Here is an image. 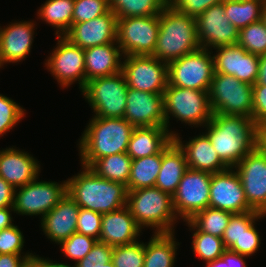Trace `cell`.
Wrapping results in <instances>:
<instances>
[{
  "label": "cell",
  "mask_w": 266,
  "mask_h": 267,
  "mask_svg": "<svg viewBox=\"0 0 266 267\" xmlns=\"http://www.w3.org/2000/svg\"><path fill=\"white\" fill-rule=\"evenodd\" d=\"M81 166L80 173L66 180L67 193L79 207L104 214L126 205L128 191L123 183L101 178Z\"/></svg>",
  "instance_id": "3957f363"
},
{
  "label": "cell",
  "mask_w": 266,
  "mask_h": 267,
  "mask_svg": "<svg viewBox=\"0 0 266 267\" xmlns=\"http://www.w3.org/2000/svg\"><path fill=\"white\" fill-rule=\"evenodd\" d=\"M175 232L154 233L145 242V258L143 267H174L179 242Z\"/></svg>",
  "instance_id": "f1b7e54d"
},
{
  "label": "cell",
  "mask_w": 266,
  "mask_h": 267,
  "mask_svg": "<svg viewBox=\"0 0 266 267\" xmlns=\"http://www.w3.org/2000/svg\"><path fill=\"white\" fill-rule=\"evenodd\" d=\"M225 15L237 29L260 21L264 2L261 0H224Z\"/></svg>",
  "instance_id": "d6a6232c"
},
{
  "label": "cell",
  "mask_w": 266,
  "mask_h": 267,
  "mask_svg": "<svg viewBox=\"0 0 266 267\" xmlns=\"http://www.w3.org/2000/svg\"><path fill=\"white\" fill-rule=\"evenodd\" d=\"M199 48L195 17L167 5L159 14V31L152 56L169 64Z\"/></svg>",
  "instance_id": "277c9868"
},
{
  "label": "cell",
  "mask_w": 266,
  "mask_h": 267,
  "mask_svg": "<svg viewBox=\"0 0 266 267\" xmlns=\"http://www.w3.org/2000/svg\"><path fill=\"white\" fill-rule=\"evenodd\" d=\"M246 257L229 249H226L221 255V258L227 263V267H247Z\"/></svg>",
  "instance_id": "816d5d0a"
},
{
  "label": "cell",
  "mask_w": 266,
  "mask_h": 267,
  "mask_svg": "<svg viewBox=\"0 0 266 267\" xmlns=\"http://www.w3.org/2000/svg\"><path fill=\"white\" fill-rule=\"evenodd\" d=\"M98 240L79 233H73L68 239L63 240L58 245L61 248L62 254L72 261L79 262L82 260L93 248Z\"/></svg>",
  "instance_id": "ab89813d"
},
{
  "label": "cell",
  "mask_w": 266,
  "mask_h": 267,
  "mask_svg": "<svg viewBox=\"0 0 266 267\" xmlns=\"http://www.w3.org/2000/svg\"><path fill=\"white\" fill-rule=\"evenodd\" d=\"M109 10V0H74L72 24L100 17Z\"/></svg>",
  "instance_id": "b9f144b4"
},
{
  "label": "cell",
  "mask_w": 266,
  "mask_h": 267,
  "mask_svg": "<svg viewBox=\"0 0 266 267\" xmlns=\"http://www.w3.org/2000/svg\"><path fill=\"white\" fill-rule=\"evenodd\" d=\"M24 267H41V265L35 259H31L25 264Z\"/></svg>",
  "instance_id": "680465c9"
},
{
  "label": "cell",
  "mask_w": 266,
  "mask_h": 267,
  "mask_svg": "<svg viewBox=\"0 0 266 267\" xmlns=\"http://www.w3.org/2000/svg\"><path fill=\"white\" fill-rule=\"evenodd\" d=\"M121 72L129 88L164 95L168 84L167 63L152 55H126Z\"/></svg>",
  "instance_id": "7c38bea8"
},
{
  "label": "cell",
  "mask_w": 266,
  "mask_h": 267,
  "mask_svg": "<svg viewBox=\"0 0 266 267\" xmlns=\"http://www.w3.org/2000/svg\"><path fill=\"white\" fill-rule=\"evenodd\" d=\"M67 193V181H40L39 175L14 191L13 208L16 214L39 216L42 219Z\"/></svg>",
  "instance_id": "30bf717a"
},
{
  "label": "cell",
  "mask_w": 266,
  "mask_h": 267,
  "mask_svg": "<svg viewBox=\"0 0 266 267\" xmlns=\"http://www.w3.org/2000/svg\"><path fill=\"white\" fill-rule=\"evenodd\" d=\"M266 217L256 210L232 214L229 224L222 236L223 244L226 249H230L235 243H239L243 232L248 229L255 221Z\"/></svg>",
  "instance_id": "8d00e7d4"
},
{
  "label": "cell",
  "mask_w": 266,
  "mask_h": 267,
  "mask_svg": "<svg viewBox=\"0 0 266 267\" xmlns=\"http://www.w3.org/2000/svg\"><path fill=\"white\" fill-rule=\"evenodd\" d=\"M205 267H227V263L220 257L208 263Z\"/></svg>",
  "instance_id": "6f0895ef"
},
{
  "label": "cell",
  "mask_w": 266,
  "mask_h": 267,
  "mask_svg": "<svg viewBox=\"0 0 266 267\" xmlns=\"http://www.w3.org/2000/svg\"><path fill=\"white\" fill-rule=\"evenodd\" d=\"M142 228L136 223L127 206L102 214L99 242L121 246L137 241Z\"/></svg>",
  "instance_id": "cb8c5ba5"
},
{
  "label": "cell",
  "mask_w": 266,
  "mask_h": 267,
  "mask_svg": "<svg viewBox=\"0 0 266 267\" xmlns=\"http://www.w3.org/2000/svg\"><path fill=\"white\" fill-rule=\"evenodd\" d=\"M123 54L118 43H107L84 49L86 82L121 72Z\"/></svg>",
  "instance_id": "484cf974"
},
{
  "label": "cell",
  "mask_w": 266,
  "mask_h": 267,
  "mask_svg": "<svg viewBox=\"0 0 266 267\" xmlns=\"http://www.w3.org/2000/svg\"><path fill=\"white\" fill-rule=\"evenodd\" d=\"M15 213L13 207H6L0 209V231L14 225L12 213Z\"/></svg>",
  "instance_id": "db71d44e"
},
{
  "label": "cell",
  "mask_w": 266,
  "mask_h": 267,
  "mask_svg": "<svg viewBox=\"0 0 266 267\" xmlns=\"http://www.w3.org/2000/svg\"><path fill=\"white\" fill-rule=\"evenodd\" d=\"M209 103L213 114L252 118V85L234 76L215 72L209 90Z\"/></svg>",
  "instance_id": "ba28073f"
},
{
  "label": "cell",
  "mask_w": 266,
  "mask_h": 267,
  "mask_svg": "<svg viewBox=\"0 0 266 267\" xmlns=\"http://www.w3.org/2000/svg\"><path fill=\"white\" fill-rule=\"evenodd\" d=\"M128 86L122 72L115 75L93 78L81 90L85 101L102 118H123Z\"/></svg>",
  "instance_id": "52a82bcc"
},
{
  "label": "cell",
  "mask_w": 266,
  "mask_h": 267,
  "mask_svg": "<svg viewBox=\"0 0 266 267\" xmlns=\"http://www.w3.org/2000/svg\"><path fill=\"white\" fill-rule=\"evenodd\" d=\"M180 134L176 133L173 140L184 151L188 168L192 170L216 173L229 168L213 148L208 136L202 132L189 141H183ZM186 142V143H185ZM185 143V144H184Z\"/></svg>",
  "instance_id": "d4e9b609"
},
{
  "label": "cell",
  "mask_w": 266,
  "mask_h": 267,
  "mask_svg": "<svg viewBox=\"0 0 266 267\" xmlns=\"http://www.w3.org/2000/svg\"><path fill=\"white\" fill-rule=\"evenodd\" d=\"M132 159L125 153H118L97 159L89 168L101 178L128 184Z\"/></svg>",
  "instance_id": "1f68e13d"
},
{
  "label": "cell",
  "mask_w": 266,
  "mask_h": 267,
  "mask_svg": "<svg viewBox=\"0 0 266 267\" xmlns=\"http://www.w3.org/2000/svg\"><path fill=\"white\" fill-rule=\"evenodd\" d=\"M41 172L33 155L16 147L0 150V176L14 189L32 182Z\"/></svg>",
  "instance_id": "7402d4cb"
},
{
  "label": "cell",
  "mask_w": 266,
  "mask_h": 267,
  "mask_svg": "<svg viewBox=\"0 0 266 267\" xmlns=\"http://www.w3.org/2000/svg\"><path fill=\"white\" fill-rule=\"evenodd\" d=\"M15 189L0 176V209L13 207Z\"/></svg>",
  "instance_id": "f907efd6"
},
{
  "label": "cell",
  "mask_w": 266,
  "mask_h": 267,
  "mask_svg": "<svg viewBox=\"0 0 266 267\" xmlns=\"http://www.w3.org/2000/svg\"><path fill=\"white\" fill-rule=\"evenodd\" d=\"M24 243V235L17 225L0 231V254L34 255L30 252H22Z\"/></svg>",
  "instance_id": "ee69618b"
},
{
  "label": "cell",
  "mask_w": 266,
  "mask_h": 267,
  "mask_svg": "<svg viewBox=\"0 0 266 267\" xmlns=\"http://www.w3.org/2000/svg\"><path fill=\"white\" fill-rule=\"evenodd\" d=\"M158 31L159 15L117 18V43L123 56L152 55Z\"/></svg>",
  "instance_id": "8fae6325"
},
{
  "label": "cell",
  "mask_w": 266,
  "mask_h": 267,
  "mask_svg": "<svg viewBox=\"0 0 266 267\" xmlns=\"http://www.w3.org/2000/svg\"><path fill=\"white\" fill-rule=\"evenodd\" d=\"M261 21L266 26V3H264L263 9H262Z\"/></svg>",
  "instance_id": "91938a15"
},
{
  "label": "cell",
  "mask_w": 266,
  "mask_h": 267,
  "mask_svg": "<svg viewBox=\"0 0 266 267\" xmlns=\"http://www.w3.org/2000/svg\"><path fill=\"white\" fill-rule=\"evenodd\" d=\"M162 162V151L159 154L132 160L131 173L127 191L155 186Z\"/></svg>",
  "instance_id": "4dcf8cb0"
},
{
  "label": "cell",
  "mask_w": 266,
  "mask_h": 267,
  "mask_svg": "<svg viewBox=\"0 0 266 267\" xmlns=\"http://www.w3.org/2000/svg\"><path fill=\"white\" fill-rule=\"evenodd\" d=\"M36 23L32 21H15L0 26V62L4 64L19 63L29 56L34 41Z\"/></svg>",
  "instance_id": "44dd1931"
},
{
  "label": "cell",
  "mask_w": 266,
  "mask_h": 267,
  "mask_svg": "<svg viewBox=\"0 0 266 267\" xmlns=\"http://www.w3.org/2000/svg\"><path fill=\"white\" fill-rule=\"evenodd\" d=\"M46 69L55 77L61 88L79 83L80 91L86 84L84 49L71 43L64 36H57V45L45 59Z\"/></svg>",
  "instance_id": "4fadbf2b"
},
{
  "label": "cell",
  "mask_w": 266,
  "mask_h": 267,
  "mask_svg": "<svg viewBox=\"0 0 266 267\" xmlns=\"http://www.w3.org/2000/svg\"><path fill=\"white\" fill-rule=\"evenodd\" d=\"M258 77L254 85H266V53L259 55Z\"/></svg>",
  "instance_id": "11a10c76"
},
{
  "label": "cell",
  "mask_w": 266,
  "mask_h": 267,
  "mask_svg": "<svg viewBox=\"0 0 266 267\" xmlns=\"http://www.w3.org/2000/svg\"><path fill=\"white\" fill-rule=\"evenodd\" d=\"M184 222L191 232L194 231L191 242L193 254L205 261L206 265L221 257L226 250L222 238L199 231L189 220Z\"/></svg>",
  "instance_id": "e575fe53"
},
{
  "label": "cell",
  "mask_w": 266,
  "mask_h": 267,
  "mask_svg": "<svg viewBox=\"0 0 266 267\" xmlns=\"http://www.w3.org/2000/svg\"><path fill=\"white\" fill-rule=\"evenodd\" d=\"M133 130L124 118L93 116L77 144L81 165L90 167L97 159L125 153Z\"/></svg>",
  "instance_id": "7a4b0ae2"
},
{
  "label": "cell",
  "mask_w": 266,
  "mask_h": 267,
  "mask_svg": "<svg viewBox=\"0 0 266 267\" xmlns=\"http://www.w3.org/2000/svg\"><path fill=\"white\" fill-rule=\"evenodd\" d=\"M211 176L212 173L190 168L185 171L172 196L178 219L190 220L197 212L209 207Z\"/></svg>",
  "instance_id": "5bb4252c"
},
{
  "label": "cell",
  "mask_w": 266,
  "mask_h": 267,
  "mask_svg": "<svg viewBox=\"0 0 266 267\" xmlns=\"http://www.w3.org/2000/svg\"><path fill=\"white\" fill-rule=\"evenodd\" d=\"M144 258L145 243L140 240L113 247L112 262L116 267H143Z\"/></svg>",
  "instance_id": "f35d334b"
},
{
  "label": "cell",
  "mask_w": 266,
  "mask_h": 267,
  "mask_svg": "<svg viewBox=\"0 0 266 267\" xmlns=\"http://www.w3.org/2000/svg\"><path fill=\"white\" fill-rule=\"evenodd\" d=\"M224 0H168V5L183 14L197 17L212 5L222 3Z\"/></svg>",
  "instance_id": "7dc6e473"
},
{
  "label": "cell",
  "mask_w": 266,
  "mask_h": 267,
  "mask_svg": "<svg viewBox=\"0 0 266 267\" xmlns=\"http://www.w3.org/2000/svg\"><path fill=\"white\" fill-rule=\"evenodd\" d=\"M25 108L10 97L0 94V137L10 132L26 116Z\"/></svg>",
  "instance_id": "60d3db41"
},
{
  "label": "cell",
  "mask_w": 266,
  "mask_h": 267,
  "mask_svg": "<svg viewBox=\"0 0 266 267\" xmlns=\"http://www.w3.org/2000/svg\"><path fill=\"white\" fill-rule=\"evenodd\" d=\"M168 0H109V9L117 18L159 15Z\"/></svg>",
  "instance_id": "836d02e7"
},
{
  "label": "cell",
  "mask_w": 266,
  "mask_h": 267,
  "mask_svg": "<svg viewBox=\"0 0 266 267\" xmlns=\"http://www.w3.org/2000/svg\"><path fill=\"white\" fill-rule=\"evenodd\" d=\"M188 169L184 151L172 140L162 150V162L155 186L173 196Z\"/></svg>",
  "instance_id": "83f0119b"
},
{
  "label": "cell",
  "mask_w": 266,
  "mask_h": 267,
  "mask_svg": "<svg viewBox=\"0 0 266 267\" xmlns=\"http://www.w3.org/2000/svg\"><path fill=\"white\" fill-rule=\"evenodd\" d=\"M165 127L174 136L177 132L169 127L170 116L190 127H204L212 118L209 91L175 87L167 84L164 91ZM193 125V126H192Z\"/></svg>",
  "instance_id": "8992f818"
},
{
  "label": "cell",
  "mask_w": 266,
  "mask_h": 267,
  "mask_svg": "<svg viewBox=\"0 0 266 267\" xmlns=\"http://www.w3.org/2000/svg\"><path fill=\"white\" fill-rule=\"evenodd\" d=\"M255 224L256 221L243 232L239 243H235L229 250L247 256V258L260 250L261 236Z\"/></svg>",
  "instance_id": "bcb514c9"
},
{
  "label": "cell",
  "mask_w": 266,
  "mask_h": 267,
  "mask_svg": "<svg viewBox=\"0 0 266 267\" xmlns=\"http://www.w3.org/2000/svg\"><path fill=\"white\" fill-rule=\"evenodd\" d=\"M35 255L0 254V267H24Z\"/></svg>",
  "instance_id": "681fc988"
},
{
  "label": "cell",
  "mask_w": 266,
  "mask_h": 267,
  "mask_svg": "<svg viewBox=\"0 0 266 267\" xmlns=\"http://www.w3.org/2000/svg\"><path fill=\"white\" fill-rule=\"evenodd\" d=\"M74 0H46L38 9L37 19L56 29L55 35L64 36L72 26Z\"/></svg>",
  "instance_id": "f546056e"
},
{
  "label": "cell",
  "mask_w": 266,
  "mask_h": 267,
  "mask_svg": "<svg viewBox=\"0 0 266 267\" xmlns=\"http://www.w3.org/2000/svg\"><path fill=\"white\" fill-rule=\"evenodd\" d=\"M113 247L97 241L90 252L75 267H116L112 262Z\"/></svg>",
  "instance_id": "7bdbcfd3"
},
{
  "label": "cell",
  "mask_w": 266,
  "mask_h": 267,
  "mask_svg": "<svg viewBox=\"0 0 266 267\" xmlns=\"http://www.w3.org/2000/svg\"><path fill=\"white\" fill-rule=\"evenodd\" d=\"M123 118L133 127H165L163 94L128 88Z\"/></svg>",
  "instance_id": "ac0fdd59"
},
{
  "label": "cell",
  "mask_w": 266,
  "mask_h": 267,
  "mask_svg": "<svg viewBox=\"0 0 266 267\" xmlns=\"http://www.w3.org/2000/svg\"><path fill=\"white\" fill-rule=\"evenodd\" d=\"M234 169L240 176L248 205L266 214V154L255 147Z\"/></svg>",
  "instance_id": "9a60e30c"
},
{
  "label": "cell",
  "mask_w": 266,
  "mask_h": 267,
  "mask_svg": "<svg viewBox=\"0 0 266 267\" xmlns=\"http://www.w3.org/2000/svg\"><path fill=\"white\" fill-rule=\"evenodd\" d=\"M215 72L231 75L254 85L258 77L259 55L251 54L237 44L215 47Z\"/></svg>",
  "instance_id": "d6986e66"
},
{
  "label": "cell",
  "mask_w": 266,
  "mask_h": 267,
  "mask_svg": "<svg viewBox=\"0 0 266 267\" xmlns=\"http://www.w3.org/2000/svg\"><path fill=\"white\" fill-rule=\"evenodd\" d=\"M253 110L252 119L255 124L266 120V85H252Z\"/></svg>",
  "instance_id": "c3c4849f"
},
{
  "label": "cell",
  "mask_w": 266,
  "mask_h": 267,
  "mask_svg": "<svg viewBox=\"0 0 266 267\" xmlns=\"http://www.w3.org/2000/svg\"><path fill=\"white\" fill-rule=\"evenodd\" d=\"M172 140L166 127H134L126 153L132 160L159 154Z\"/></svg>",
  "instance_id": "4316f807"
},
{
  "label": "cell",
  "mask_w": 266,
  "mask_h": 267,
  "mask_svg": "<svg viewBox=\"0 0 266 267\" xmlns=\"http://www.w3.org/2000/svg\"><path fill=\"white\" fill-rule=\"evenodd\" d=\"M79 210V205L66 193L60 202L40 219V228L47 239L59 244L76 233Z\"/></svg>",
  "instance_id": "603a6c76"
},
{
  "label": "cell",
  "mask_w": 266,
  "mask_h": 267,
  "mask_svg": "<svg viewBox=\"0 0 266 267\" xmlns=\"http://www.w3.org/2000/svg\"><path fill=\"white\" fill-rule=\"evenodd\" d=\"M209 207L232 214L253 211L247 203L240 176L234 168L212 174Z\"/></svg>",
  "instance_id": "e0dca14e"
},
{
  "label": "cell",
  "mask_w": 266,
  "mask_h": 267,
  "mask_svg": "<svg viewBox=\"0 0 266 267\" xmlns=\"http://www.w3.org/2000/svg\"><path fill=\"white\" fill-rule=\"evenodd\" d=\"M126 206L136 223L153 233H173L178 217L173 208V198L156 186L127 192Z\"/></svg>",
  "instance_id": "5b68a950"
},
{
  "label": "cell",
  "mask_w": 266,
  "mask_h": 267,
  "mask_svg": "<svg viewBox=\"0 0 266 267\" xmlns=\"http://www.w3.org/2000/svg\"><path fill=\"white\" fill-rule=\"evenodd\" d=\"M34 259L41 265V267H75V264L71 266L67 263H54L55 261H52L49 258L46 259L45 257H39V255H36V253Z\"/></svg>",
  "instance_id": "9f6ffc18"
},
{
  "label": "cell",
  "mask_w": 266,
  "mask_h": 267,
  "mask_svg": "<svg viewBox=\"0 0 266 267\" xmlns=\"http://www.w3.org/2000/svg\"><path fill=\"white\" fill-rule=\"evenodd\" d=\"M101 219V213L80 207L76 232L99 240L101 234Z\"/></svg>",
  "instance_id": "f6af8a7d"
},
{
  "label": "cell",
  "mask_w": 266,
  "mask_h": 267,
  "mask_svg": "<svg viewBox=\"0 0 266 267\" xmlns=\"http://www.w3.org/2000/svg\"><path fill=\"white\" fill-rule=\"evenodd\" d=\"M219 158L234 168L256 147V124L250 117L212 114L203 127Z\"/></svg>",
  "instance_id": "6da1fadb"
},
{
  "label": "cell",
  "mask_w": 266,
  "mask_h": 267,
  "mask_svg": "<svg viewBox=\"0 0 266 267\" xmlns=\"http://www.w3.org/2000/svg\"><path fill=\"white\" fill-rule=\"evenodd\" d=\"M214 73L212 50L199 48L168 64V84L209 91Z\"/></svg>",
  "instance_id": "9c48e42d"
},
{
  "label": "cell",
  "mask_w": 266,
  "mask_h": 267,
  "mask_svg": "<svg viewBox=\"0 0 266 267\" xmlns=\"http://www.w3.org/2000/svg\"><path fill=\"white\" fill-rule=\"evenodd\" d=\"M237 45L256 55L266 53V26L257 21L239 30Z\"/></svg>",
  "instance_id": "74e56055"
},
{
  "label": "cell",
  "mask_w": 266,
  "mask_h": 267,
  "mask_svg": "<svg viewBox=\"0 0 266 267\" xmlns=\"http://www.w3.org/2000/svg\"><path fill=\"white\" fill-rule=\"evenodd\" d=\"M256 147L266 154V120L256 124Z\"/></svg>",
  "instance_id": "f5cc1de1"
},
{
  "label": "cell",
  "mask_w": 266,
  "mask_h": 267,
  "mask_svg": "<svg viewBox=\"0 0 266 267\" xmlns=\"http://www.w3.org/2000/svg\"><path fill=\"white\" fill-rule=\"evenodd\" d=\"M232 213L207 207L197 212L189 221L201 232L222 238Z\"/></svg>",
  "instance_id": "d590c367"
},
{
  "label": "cell",
  "mask_w": 266,
  "mask_h": 267,
  "mask_svg": "<svg viewBox=\"0 0 266 267\" xmlns=\"http://www.w3.org/2000/svg\"><path fill=\"white\" fill-rule=\"evenodd\" d=\"M195 19L201 48L214 50L237 44L239 29L226 17L223 2L210 6Z\"/></svg>",
  "instance_id": "2e32d148"
},
{
  "label": "cell",
  "mask_w": 266,
  "mask_h": 267,
  "mask_svg": "<svg viewBox=\"0 0 266 267\" xmlns=\"http://www.w3.org/2000/svg\"><path fill=\"white\" fill-rule=\"evenodd\" d=\"M64 37L82 49L117 43V17L109 10L100 17L72 24Z\"/></svg>",
  "instance_id": "ffe728a7"
}]
</instances>
